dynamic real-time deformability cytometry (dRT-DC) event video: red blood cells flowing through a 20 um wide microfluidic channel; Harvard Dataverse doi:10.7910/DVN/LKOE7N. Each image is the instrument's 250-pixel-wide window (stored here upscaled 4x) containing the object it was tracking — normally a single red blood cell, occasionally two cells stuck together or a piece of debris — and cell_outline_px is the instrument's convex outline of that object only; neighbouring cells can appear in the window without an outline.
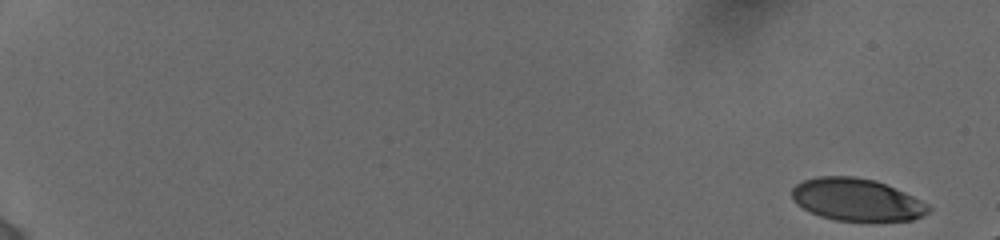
{"species": "human", "species_latin": "Homo sapiens", "temperature_condition": "cold", "stored_images_in_passage": 12, "camera_frame_rate_fps": 3000, "um_per_image_px": 0.085, "donor": {"sex": "female"}, "frame": {"image": 1, "passage_image": 1, "time_ms": 0.0, "image_size_px": [1000, 240], "cell_outline_px": [[932, 208], [924, 216], [912, 220], [836, 220], [820, 216], [796, 204], [792, 200], [792, 188], [796, 184], [804, 180], [816, 176], [852, 176], [876, 180], [904, 192], [928, 204]], "centroid_in_image_um": [72.81, 16.96], "position_along_channel_um": 12.2, "area_um2": 33.52}}
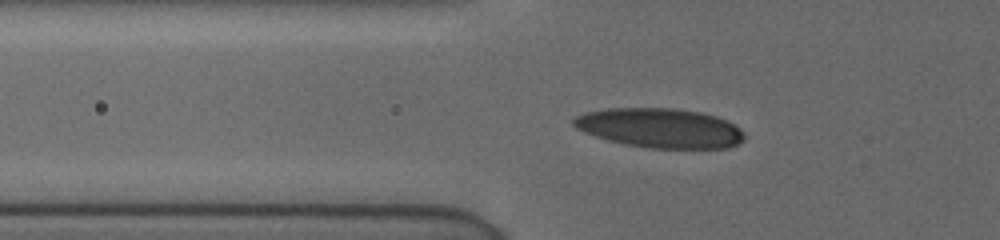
{"frame": {"image": 2, "passage_image": 8, "time_ms": 6.667, "image_size_px": [1000, 240], "cell_outline_px": [[744, 140], [728, 148], [652, 148], [624, 144], [608, 140], [584, 132], [576, 128], [572, 124], [572, 120], [576, 116], [584, 112], [608, 108], [672, 108], [700, 112], [716, 116], [728, 120], [740, 128], [744, 132]], "centroid_in_image_um": [56.1, 10.88], "position_along_channel_um": 69.7, "area_um2": 39.42}}
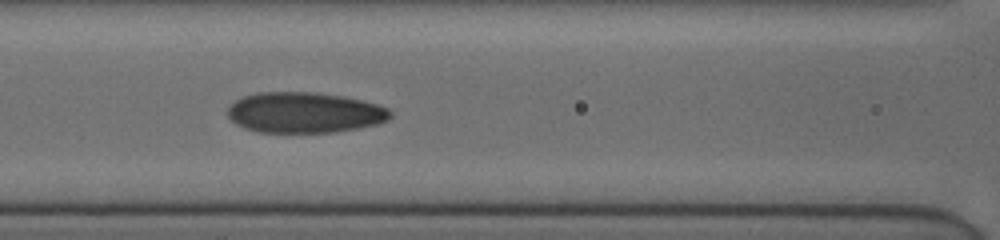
{"frame": {"image": 3, "passage_image": 11, "time_ms": 8.667, "image_size_px": [1000, 240], "cell_outline_px": [[392, 116], [388, 120], [376, 124], [360, 128], [336, 132], [256, 132], [244, 128], [236, 124], [228, 116], [228, 108], [236, 100], [244, 96], [256, 92], [316, 92], [340, 96], [360, 100], [376, 104], [388, 108], [392, 112]], "centroid_in_image_um": [25.88, 9.57], "position_along_channel_um": 140.7, "area_um2": 38.55}}